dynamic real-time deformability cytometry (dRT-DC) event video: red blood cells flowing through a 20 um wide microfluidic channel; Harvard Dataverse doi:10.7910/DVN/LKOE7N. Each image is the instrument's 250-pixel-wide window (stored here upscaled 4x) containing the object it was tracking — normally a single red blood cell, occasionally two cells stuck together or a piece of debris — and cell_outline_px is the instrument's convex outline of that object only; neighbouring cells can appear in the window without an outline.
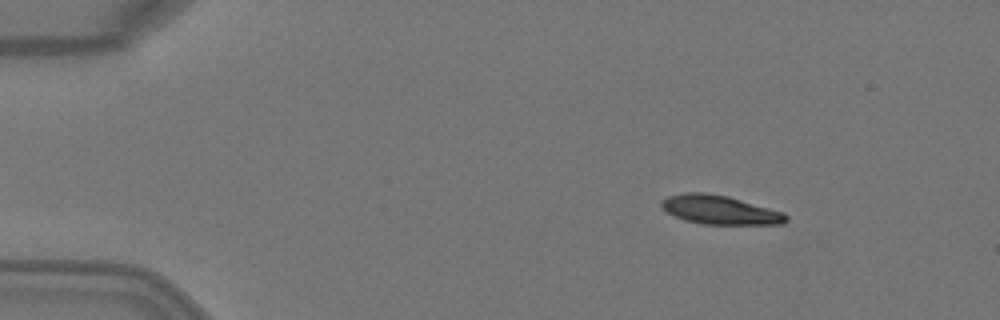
{"species": "Egyptian fruit bat (a non-hibernating species)", "species_latin": "Rousettus aegyptiacus", "temperature_condition": "warm", "stored_images_in_passage": 3, "camera_frame_rate_fps": 3000, "um_per_image_px": 0.085, "animal": {"sex": "female"}, "frame": {"image": 1, "passage_image": 1, "time_ms": 0.0, "image_size_px": [1000, 320], "cell_outline_px": [[788, 220], [784, 224], [700, 224], [684, 220], [660, 208], [660, 200], [668, 196], [684, 192], [704, 192], [728, 196], [784, 212], [788, 216]], "centroid_in_image_um": [61.17, 17.83], "position_along_channel_um": 23.8, "area_um2": 21.15}}